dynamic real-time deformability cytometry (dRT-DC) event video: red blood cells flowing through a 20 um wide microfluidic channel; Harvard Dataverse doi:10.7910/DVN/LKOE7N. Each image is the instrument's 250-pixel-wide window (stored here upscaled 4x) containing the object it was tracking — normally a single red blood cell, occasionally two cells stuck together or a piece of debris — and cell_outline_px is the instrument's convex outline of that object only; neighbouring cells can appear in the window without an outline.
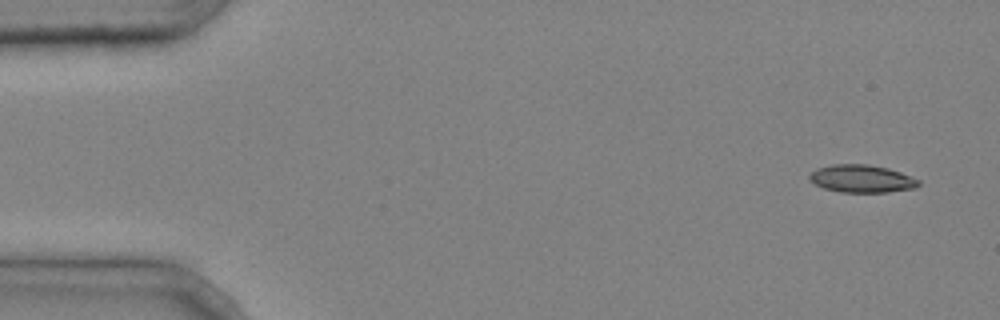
{"species": "common noctule bat (a hibernating species)", "species_latin": "Nyctalus noctula", "temperature_condition": "cold", "stored_images_in_passage": 4, "camera_frame_rate_fps": 3000, "um_per_image_px": 0.085, "animal": {"sex": "male", "body_mass_g": 20.4}, "frame": {"image": 1, "passage_image": 1, "time_ms": 0.0, "image_size_px": [1000, 320], "cell_outline_px": [[920, 184], [916, 188], [888, 192], [840, 192], [824, 188], [808, 180], [808, 176], [816, 168], [832, 164], [868, 164], [888, 168], [900, 172], [920, 180]], "centroid_in_image_um": [73.24, 15.18], "position_along_channel_um": 11.8, "area_um2": 17.69}}
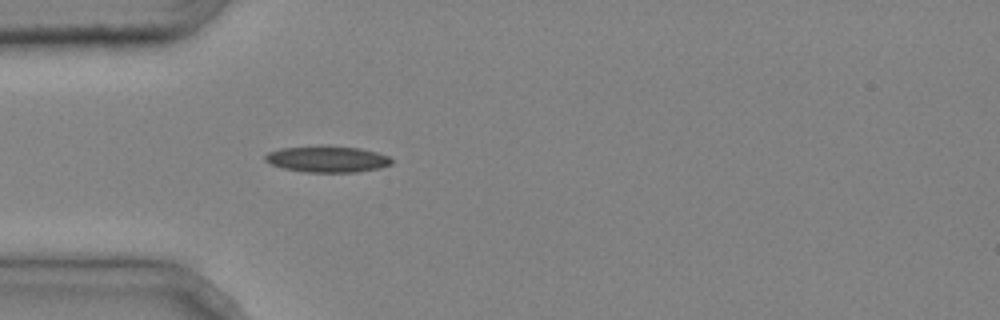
{"frame": {"image": 2, "passage_image": 4, "time_ms": 1.0, "image_size_px": [1000, 320], "cell_outline_px": [[392, 164], [376, 168], [356, 172], [304, 172], [284, 168], [272, 164], [264, 160], [264, 156], [268, 152], [280, 148], [320, 144], [328, 144], [360, 148], [376, 152], [388, 156], [392, 160]], "centroid_in_image_um": [27.78, 13.49], "position_along_channel_um": 57.2, "area_um2": 19.71}}